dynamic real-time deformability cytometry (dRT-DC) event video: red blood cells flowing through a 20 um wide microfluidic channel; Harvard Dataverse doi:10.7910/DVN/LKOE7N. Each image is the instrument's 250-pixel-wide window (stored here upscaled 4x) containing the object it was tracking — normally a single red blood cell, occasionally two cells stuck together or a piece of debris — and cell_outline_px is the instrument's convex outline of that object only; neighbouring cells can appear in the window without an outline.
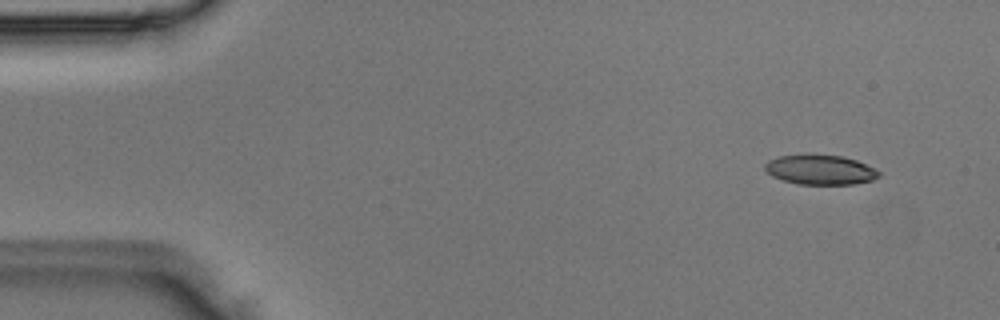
{"species": "Egyptian fruit bat (a non-hibernating species)", "species_latin": "Rousettus aegyptiacus", "temperature_condition": "room temperature", "stored_images_in_passage": 5, "camera_frame_rate_fps": 3000, "um_per_image_px": 0.085, "animal": {"sex": "male"}, "frame": {"image": 1, "passage_image": 1, "time_ms": 0.0, "image_size_px": [1000, 320], "cell_outline_px": [[880, 176], [872, 180], [852, 184], [800, 184], [784, 180], [772, 176], [764, 168], [764, 164], [768, 160], [776, 156], [808, 152], [844, 156], [856, 160], [880, 172]], "centroid_in_image_um": [69.66, 14.38], "position_along_channel_um": 15.3, "area_um2": 20.17}}